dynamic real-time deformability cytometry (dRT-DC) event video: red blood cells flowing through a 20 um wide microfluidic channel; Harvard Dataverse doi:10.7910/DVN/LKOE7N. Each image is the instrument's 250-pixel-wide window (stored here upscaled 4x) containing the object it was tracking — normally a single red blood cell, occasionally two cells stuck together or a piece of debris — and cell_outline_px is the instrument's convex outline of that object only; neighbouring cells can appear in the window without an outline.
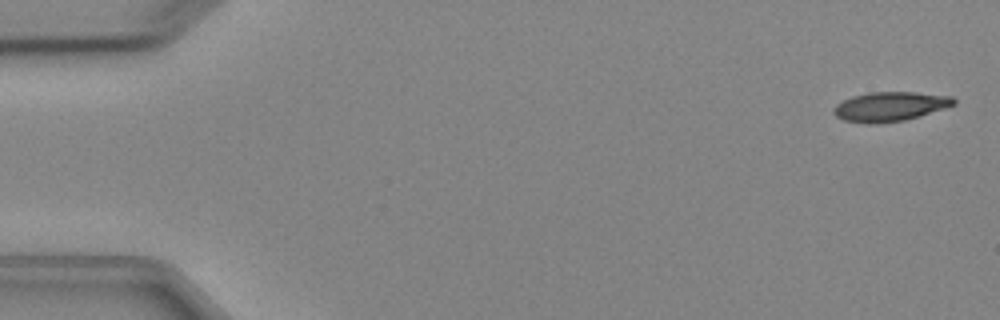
{"species": "Egyptian fruit bat (a non-hibernating species)", "species_latin": "Rousettus aegyptiacus", "temperature_condition": "cold", "stored_images_in_passage": 5, "camera_frame_rate_fps": 3000, "um_per_image_px": 0.085, "animal": {"sex": "female"}, "frame": {"image": 1, "passage_image": 1, "time_ms": 0.0, "image_size_px": [1000, 320], "cell_outline_px": [[956, 104], [920, 116], [904, 120], [876, 124], [868, 124], [844, 120], [836, 116], [832, 112], [832, 108], [836, 104], [852, 96], [868, 92], [916, 92], [952, 96], [956, 100]], "centroid_in_image_um": [75.64, 9.05], "position_along_channel_um": 9.4, "area_um2": 20.69}}
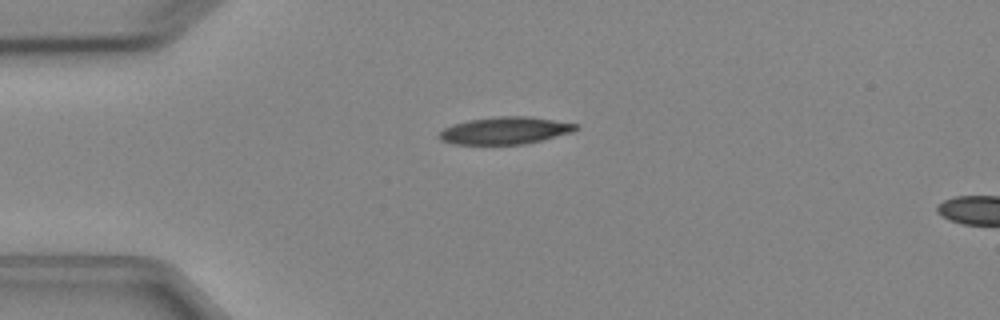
{"frame": {"image": 2, "passage_image": 4, "time_ms": 3.667, "image_size_px": [1000, 320], "cell_outline_px": [[580, 128], [572, 132], [524, 144], [452, 144], [440, 140], [440, 132], [444, 128], [452, 124], [468, 120], [496, 116], [528, 116], [580, 124]], "centroid_in_image_um": [42.94, 11.09], "position_along_channel_um": 42.1, "area_um2": 21.68}}